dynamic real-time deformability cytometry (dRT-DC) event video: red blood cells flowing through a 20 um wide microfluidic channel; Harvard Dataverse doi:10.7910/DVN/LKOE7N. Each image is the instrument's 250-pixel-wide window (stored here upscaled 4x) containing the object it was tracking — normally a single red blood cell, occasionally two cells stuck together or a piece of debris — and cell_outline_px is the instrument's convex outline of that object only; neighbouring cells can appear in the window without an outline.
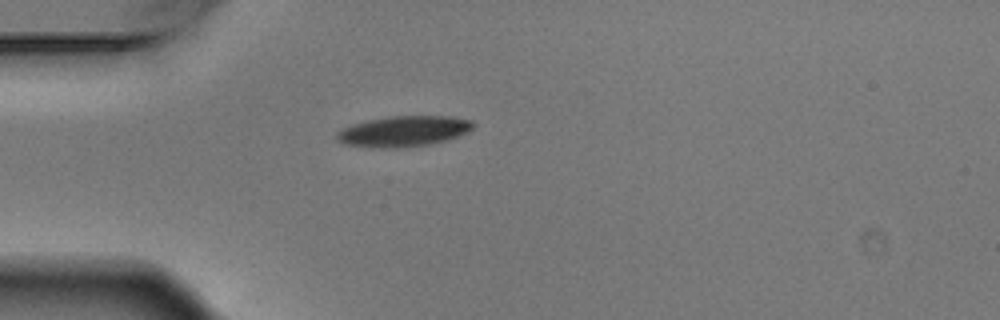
{"species": "Egyptian fruit bat (a non-hibernating species)", "species_latin": "Rousettus aegyptiacus", "temperature_condition": "warm", "stored_images_in_passage": 4, "camera_frame_rate_fps": 3000, "um_per_image_px": 0.085, "animal": {"sex": "male"}, "frame": {"image": 1, "passage_image": 4, "time_ms": 1.0, "image_size_px": [1000, 320], "cell_outline_px": [[476, 124], [468, 132], [460, 136], [448, 140], [428, 144], [400, 148], [372, 148], [344, 144], [336, 136], [336, 132], [352, 124], [368, 120], [392, 116], [448, 116], [472, 120]], "centroid_in_image_um": [34.34, 11.16], "position_along_channel_um": 50.7, "area_um2": 24.45}}